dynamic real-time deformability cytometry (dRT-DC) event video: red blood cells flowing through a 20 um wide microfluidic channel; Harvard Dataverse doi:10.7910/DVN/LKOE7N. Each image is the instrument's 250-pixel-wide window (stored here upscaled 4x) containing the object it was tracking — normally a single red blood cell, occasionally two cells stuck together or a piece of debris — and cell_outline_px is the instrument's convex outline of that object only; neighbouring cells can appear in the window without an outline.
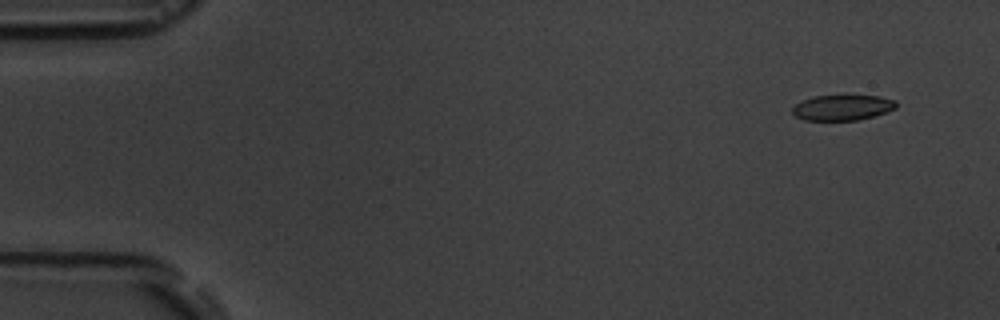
{"species": "common noctule bat (a hibernating species)", "species_latin": "Nyctalus noctula", "temperature_condition": "room temperature", "stored_images_in_passage": 4, "camera_frame_rate_fps": 3000, "um_per_image_px": 0.085, "animal": {"sex": "male", "body_mass_g": 19.5, "forearm_length_mm": 54.6}, "frame": {"image": 1, "passage_image": 1, "time_ms": 0.0, "image_size_px": [1000, 320], "cell_outline_px": [[896, 108], [872, 116], [856, 120], [804, 120], [796, 116], [792, 112], [792, 108], [800, 100], [812, 96], [844, 92], [880, 96], [896, 100]], "centroid_in_image_um": [71.59, 9.07], "position_along_channel_um": 13.4, "area_um2": 16.24}}